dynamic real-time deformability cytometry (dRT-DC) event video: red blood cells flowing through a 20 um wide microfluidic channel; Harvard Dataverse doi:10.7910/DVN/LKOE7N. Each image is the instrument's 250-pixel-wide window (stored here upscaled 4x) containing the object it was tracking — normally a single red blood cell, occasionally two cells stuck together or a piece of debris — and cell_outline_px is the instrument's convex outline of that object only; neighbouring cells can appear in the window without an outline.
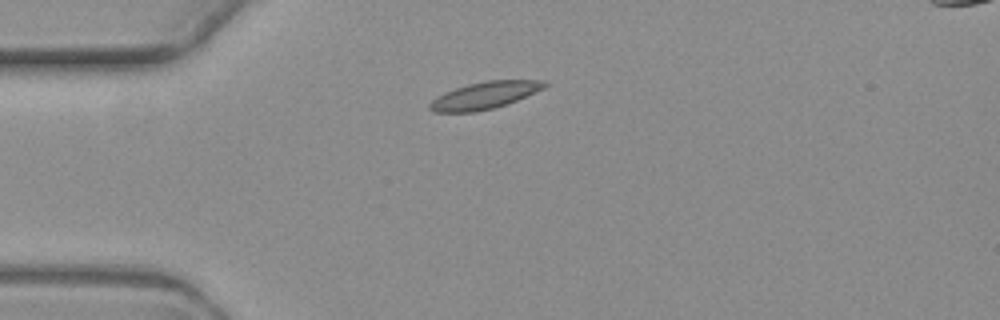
{"species": "common noctule bat (a hibernating species)", "species_latin": "Nyctalus noctula", "temperature_condition": "warm", "stored_images_in_passage": 5, "camera_frame_rate_fps": 3000, "um_per_image_px": 0.085, "animal": {"sex": "female", "body_mass_g": 19.3, "forearm_length_mm": 54.1}, "frame": {"image": 1, "passage_image": 1, "time_ms": 0.0, "image_size_px": [1000, 320], "cell_outline_px": [[552, 84], [544, 88], [508, 104], [476, 112], [432, 112], [428, 108], [428, 104], [436, 96], [444, 92], [468, 84], [488, 80], [548, 80]], "centroid_in_image_um": [41.21, 8.1], "position_along_channel_um": 43.8, "area_um2": 18.32}}
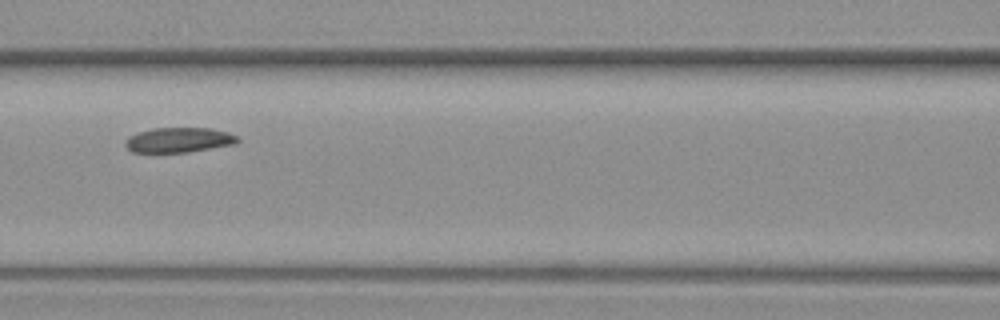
{"frame": {"image": 2, "passage_image": 4, "time_ms": 3.667, "image_size_px": [1000, 320], "cell_outline_px": [[240, 140], [236, 144], [188, 152], [132, 152], [124, 144], [124, 140], [128, 136], [136, 132], [152, 128], [208, 128], [228, 132], [240, 136]], "centroid_in_image_um": [15.2, 11.89], "position_along_channel_um": 151.4, "area_um2": 16.53}}
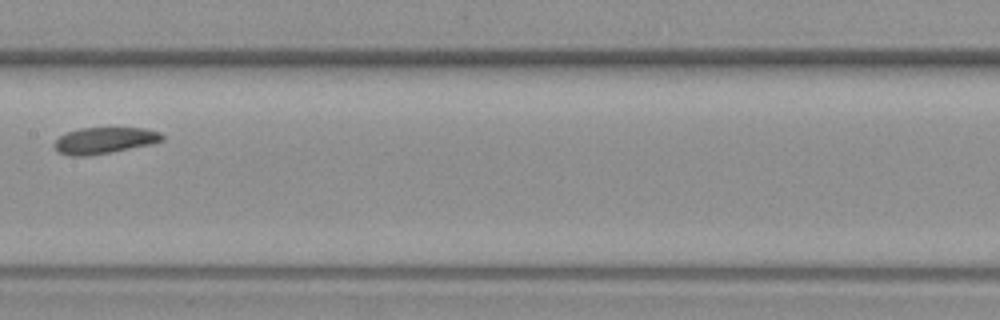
{"frame": {"image": 3, "passage_image": 5, "time_ms": 5.0, "image_size_px": [1000, 320], "cell_outline_px": [[164, 140], [148, 144], [112, 152], [84, 156], [68, 156], [56, 152], [52, 144], [60, 136], [68, 132], [80, 128], [144, 128], [160, 132], [164, 136]], "centroid_in_image_um": [8.82, 11.94], "position_along_channel_um": 198.6, "area_um2": 16.53}}